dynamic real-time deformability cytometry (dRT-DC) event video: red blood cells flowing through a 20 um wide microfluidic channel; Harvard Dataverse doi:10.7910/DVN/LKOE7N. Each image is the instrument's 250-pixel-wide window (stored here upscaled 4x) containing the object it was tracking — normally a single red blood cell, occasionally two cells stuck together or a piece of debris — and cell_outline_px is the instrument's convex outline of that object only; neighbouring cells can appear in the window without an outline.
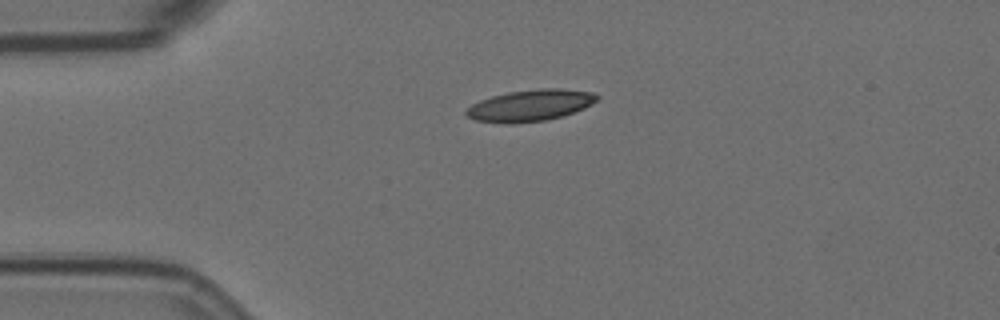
{"species": "Egyptian fruit bat (a non-hibernating species)", "species_latin": "Rousettus aegyptiacus", "temperature_condition": "room temperature", "stored_images_in_passage": 44, "camera_frame_rate_fps": 3000, "um_per_image_px": 0.085, "animal": {"sex": "female"}, "frame": {"image": 1, "passage_image": 1, "time_ms": 0.0, "image_size_px": [1000, 320], "cell_outline_px": [[600, 96], [592, 104], [584, 108], [560, 116], [544, 120], [512, 124], [504, 124], [476, 120], [468, 116], [464, 112], [472, 104], [480, 100], [492, 96], [508, 92], [540, 88], [560, 88], [592, 92]], "centroid_in_image_um": [45.06, 8.95], "position_along_channel_um": 39.9, "area_um2": 23.87}}
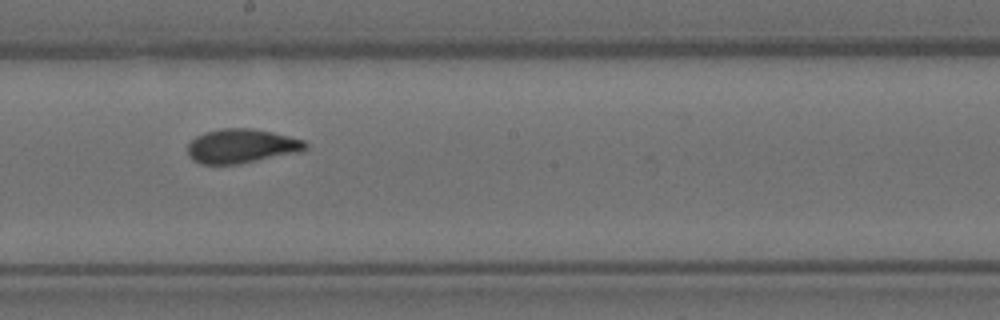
{"frame": {"image": 2, "passage_image": 19, "time_ms": 6.0, "image_size_px": [1000, 320], "cell_outline_px": [[308, 148], [304, 152], [240, 164], [200, 164], [192, 160], [188, 156], [188, 144], [196, 136], [204, 132], [220, 128], [252, 128], [272, 132], [304, 140], [308, 144]], "centroid_in_image_um": [20.56, 12.42], "position_along_channel_um": 227.6, "area_um2": 23.93}}
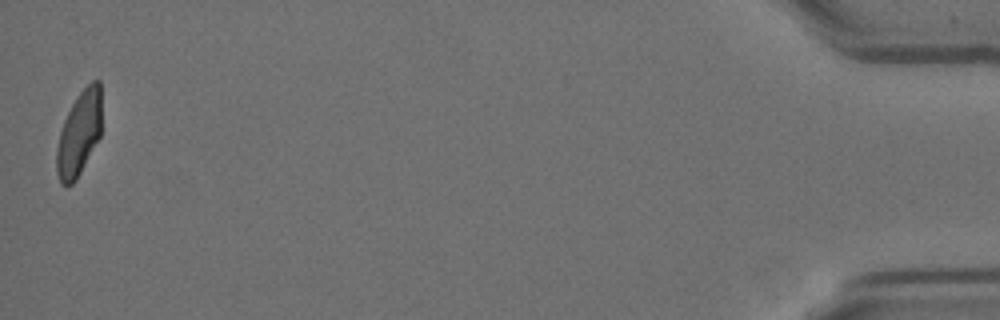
{"frame": {"image": 3, "passage_image": 44, "time_ms": 14.333, "image_size_px": [1000, 320], "cell_outline_px": [[100, 136], [76, 180], [68, 188], [60, 184], [56, 172], [56, 148], [60, 132], [64, 120], [76, 96], [92, 80], [100, 80]], "centroid_in_image_um": [6.69, 11.4], "position_along_channel_um": 428.5, "area_um2": 22.08}, "authors_computed_cell_mechanics": {"area_um2": 23.2067, "velocity_mm_per_s": 3.5657, "shape_relaxation_time_tau1_ms": 6.082, "shape_relaxation_time_tau2_ms": 1.564, "deformation_change_tau1": 0.1949, "deformation_change_tau2": 0.0821}}